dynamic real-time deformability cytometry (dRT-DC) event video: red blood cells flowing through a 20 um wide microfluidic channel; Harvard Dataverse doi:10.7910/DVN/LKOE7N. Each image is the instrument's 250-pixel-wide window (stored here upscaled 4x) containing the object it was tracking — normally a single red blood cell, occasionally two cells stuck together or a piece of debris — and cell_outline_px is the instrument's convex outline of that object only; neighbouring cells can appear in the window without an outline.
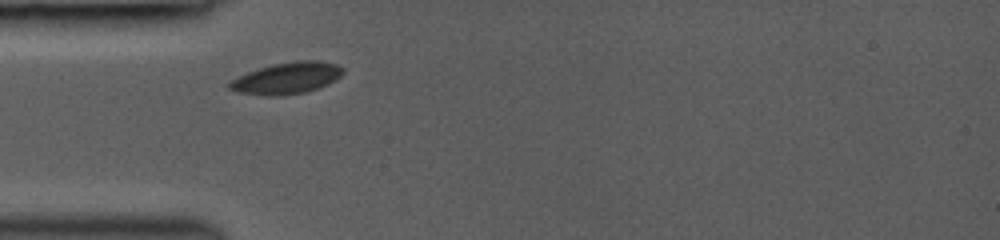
{"species": "common noctule bat (a hibernating species)", "species_latin": "Nyctalus noctula", "temperature_condition": "room temperature", "stored_images_in_passage": 28, "camera_frame_rate_fps": 3000, "um_per_image_px": 0.085, "animal": {"sex": "female", "body_mass_g": 19.0, "forearm_length_mm": 53.3}, "frame": {"image": 1, "passage_image": 1, "time_ms": 0.0, "image_size_px": [1000, 240], "cell_outline_px": [[344, 72], [336, 80], [320, 88], [304, 92], [280, 96], [268, 96], [236, 92], [228, 88], [228, 84], [232, 80], [248, 72], [272, 64], [296, 60], [316, 60], [336, 64], [344, 68]], "centroid_in_image_um": [24.41, 6.64], "position_along_channel_um": 60.6, "area_um2": 20.92}}
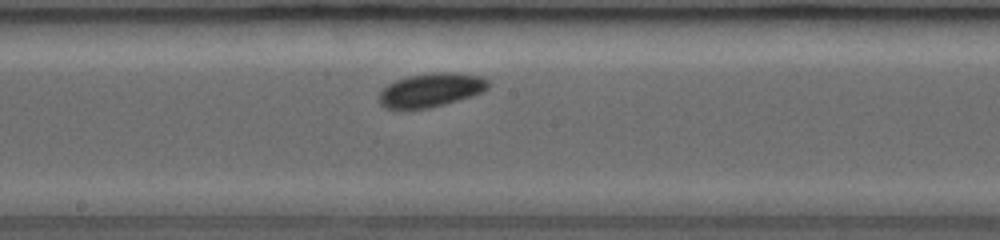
{"frame": {"image": 2, "passage_image": 12, "time_ms": 3.667, "image_size_px": [1000, 240], "cell_outline_px": [[488, 88], [484, 92], [472, 96], [444, 104], [428, 108], [384, 108], [380, 104], [380, 92], [388, 84], [396, 80], [408, 76], [432, 72], [456, 72], [484, 76], [488, 80]], "centroid_in_image_um": [36.68, 7.63], "position_along_channel_um": 211.5, "area_um2": 21.5}}
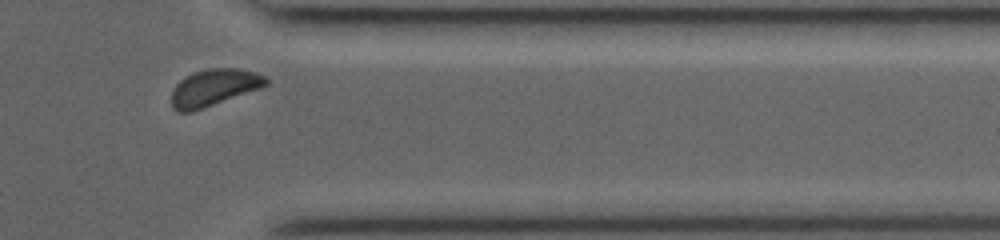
{"frame": {"image": 3, "passage_image": 25, "time_ms": 8.0, "image_size_px": [1000, 240], "cell_outline_px": [[268, 84], [260, 88], [192, 112], [180, 112], [172, 108], [172, 92], [176, 84], [180, 80], [192, 72], [208, 68], [236, 68], [256, 72], [264, 76], [268, 80]], "centroid_in_image_um": [18.17, 7.43], "position_along_channel_um": 393.2, "area_um2": 20.17}, "authors_computed_cell_mechanics": {"area_um2": 20.5479, "velocity_mm_per_s": 4.182, "shape_relaxation_time_tau1_ms": 2.8391, "shape_relaxation_time_tau2_ms": 5.3452, "deformation_change_tau1": 0.0657, "deformation_change_tau2": 0.0858}}